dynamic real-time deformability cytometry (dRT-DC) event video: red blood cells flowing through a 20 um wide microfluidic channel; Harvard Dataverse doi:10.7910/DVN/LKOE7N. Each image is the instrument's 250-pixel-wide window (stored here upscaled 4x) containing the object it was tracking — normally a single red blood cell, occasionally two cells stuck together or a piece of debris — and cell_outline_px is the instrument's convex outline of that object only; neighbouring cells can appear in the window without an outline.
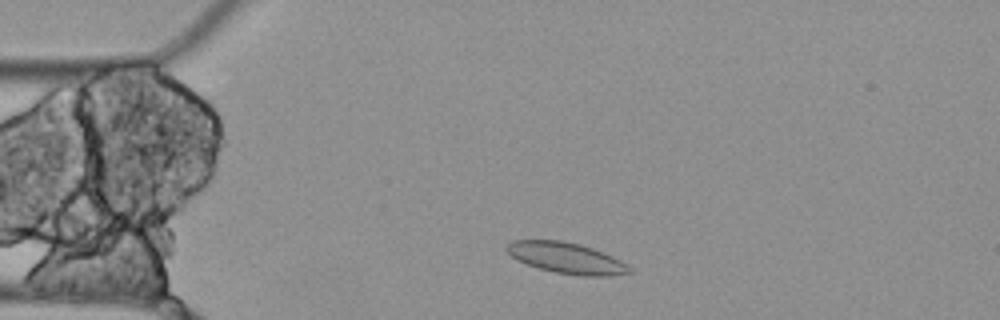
{"species": "Egyptian fruit bat (a non-hibernating species)", "species_latin": "Rousettus aegyptiacus", "temperature_condition": "cold", "stored_images_in_passage": 3, "camera_frame_rate_fps": 3000, "um_per_image_px": 0.085, "animal": {"sex": "female"}, "frame": {"image": 1, "passage_image": 2, "time_ms": 0.333, "image_size_px": [1000, 320], "cell_outline_px": [[632, 272], [608, 276], [584, 276], [556, 272], [540, 268], [516, 260], [504, 248], [512, 240], [560, 240], [580, 244], [604, 252], [620, 260]], "centroid_in_image_um": [48.11, 21.91], "position_along_channel_um": 36.9, "area_um2": 21.85}}